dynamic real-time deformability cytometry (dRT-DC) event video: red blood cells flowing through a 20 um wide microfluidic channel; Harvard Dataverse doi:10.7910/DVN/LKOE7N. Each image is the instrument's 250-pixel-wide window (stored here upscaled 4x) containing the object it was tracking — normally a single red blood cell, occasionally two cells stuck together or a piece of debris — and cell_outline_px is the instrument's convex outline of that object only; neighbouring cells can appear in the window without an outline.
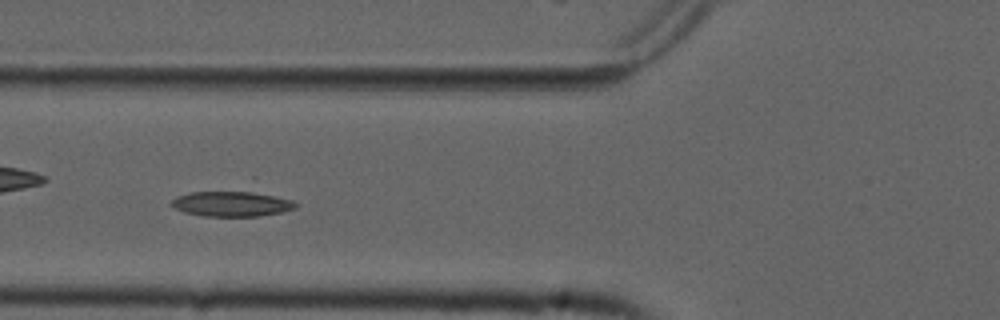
{"species": "common noctule bat (a hibernating species)", "species_latin": "Nyctalus noctula", "temperature_condition": "cold", "stored_images_in_passage": 45, "camera_frame_rate_fps": 3000, "um_per_image_px": 0.085, "animal": {"sex": "male", "forearm_length_mm": 52.5}, "frame": {"image": 1, "passage_image": 17, "time_ms": 5.333, "image_size_px": [1000, 320], "cell_outline_px": [[296, 208], [284, 212], [260, 216], [204, 216], [184, 212], [172, 208], [168, 204], [176, 196], [192, 192], [244, 188], [292, 200], [296, 204]], "centroid_in_image_um": [19.67, 17.28], "position_along_channel_um": 106.1, "area_um2": 19.31}}
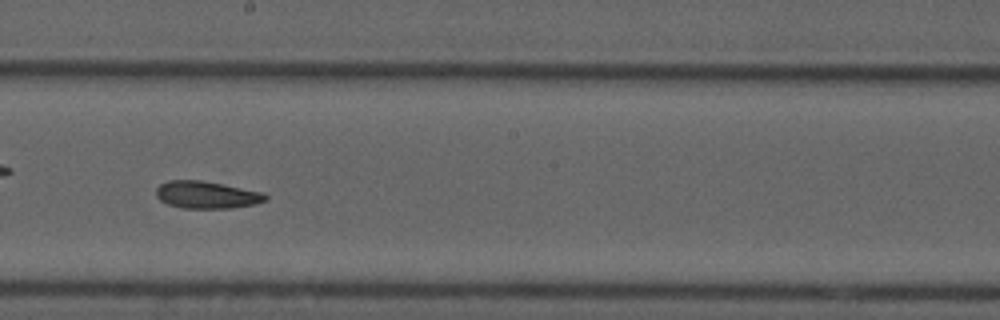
{"frame": {"image": 2, "passage_image": 27, "time_ms": 8.667, "image_size_px": [1000, 320], "cell_outline_px": [[268, 200], [256, 204], [232, 208], [184, 208], [168, 204], [160, 200], [156, 196], [156, 188], [160, 184], [168, 180], [200, 180], [264, 192], [268, 196]], "centroid_in_image_um": [17.59, 16.56], "position_along_channel_um": 230.6, "area_um2": 17.46}}
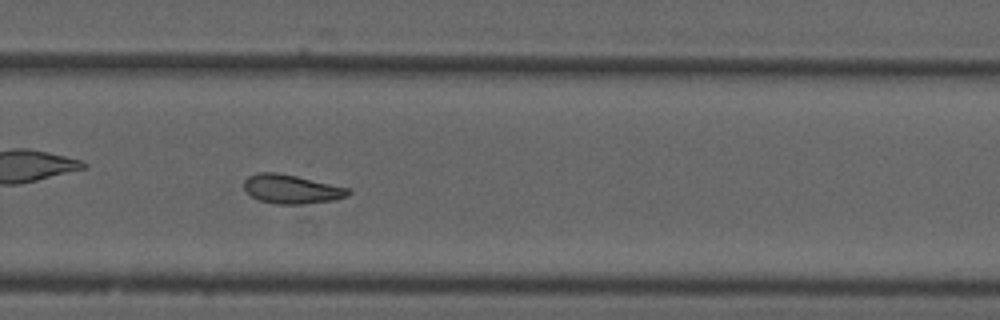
{"frame": {"image": 3, "passage_image": 33, "time_ms": 10.667, "image_size_px": [1000, 320], "cell_outline_px": [[352, 192], [348, 196], [332, 200], [300, 204], [276, 204], [260, 200], [252, 196], [244, 188], [244, 180], [248, 176], [260, 172], [300, 172], [352, 188]], "centroid_in_image_um": [24.92, 15.99], "position_along_channel_um": 304.9, "area_um2": 18.9}}